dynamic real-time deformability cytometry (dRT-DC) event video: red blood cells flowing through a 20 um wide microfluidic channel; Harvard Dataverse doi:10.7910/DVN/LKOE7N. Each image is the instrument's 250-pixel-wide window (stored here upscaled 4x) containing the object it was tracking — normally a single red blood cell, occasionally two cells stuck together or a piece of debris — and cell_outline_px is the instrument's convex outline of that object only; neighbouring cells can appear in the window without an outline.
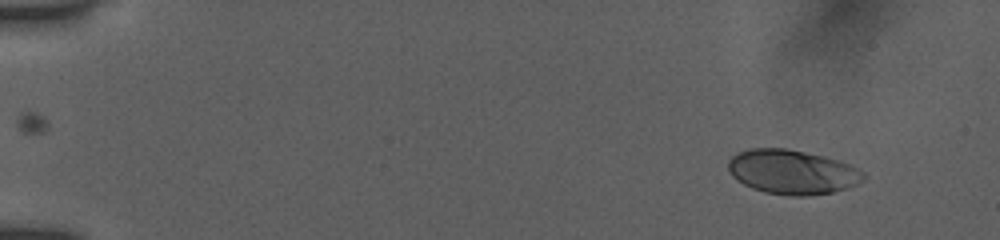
{"species": "human", "species_latin": "Homo sapiens", "temperature_condition": "room temperature", "stored_images_in_passage": 43, "camera_frame_rate_fps": 3000, "um_per_image_px": 0.085, "donor": {"sex": "female"}, "frame": {"image": 1, "passage_image": 1, "time_ms": 0.0, "image_size_px": [1000, 240], "cell_outline_px": [[864, 180], [856, 184], [832, 192], [808, 196], [792, 196], [764, 192], [752, 188], [736, 180], [732, 176], [728, 168], [728, 160], [732, 156], [748, 148], [784, 148], [824, 156], [840, 160], [864, 172]], "centroid_in_image_um": [67.31, 14.62], "position_along_channel_um": 17.7, "area_um2": 34.91}}
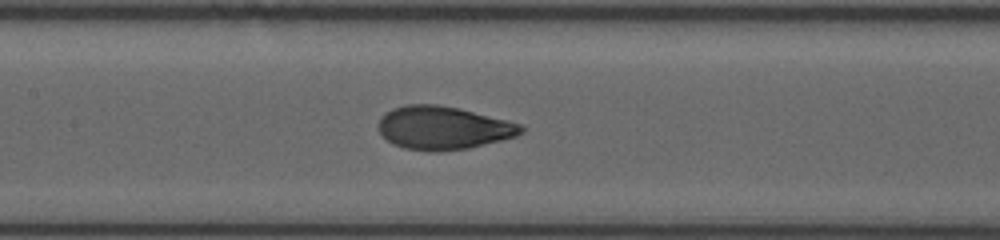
{"frame": {"image": 2, "passage_image": 23, "time_ms": 7.333, "image_size_px": [1000, 240], "cell_outline_px": [[524, 132], [516, 136], [468, 148], [436, 152], [432, 152], [404, 148], [392, 144], [380, 132], [380, 120], [392, 108], [408, 104], [436, 104], [460, 108], [520, 124], [524, 128]], "centroid_in_image_um": [37.68, 10.87], "position_along_channel_um": 169.7, "area_um2": 35.55}}
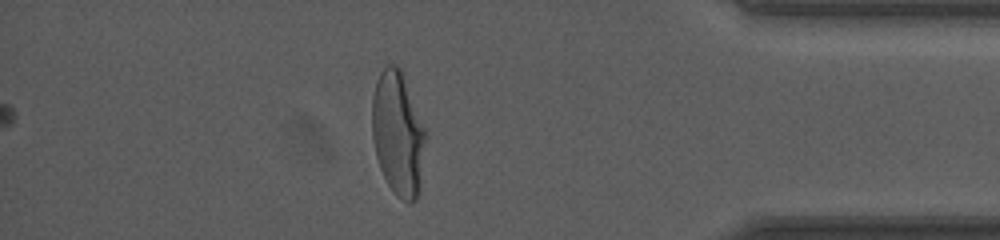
{"frame": {"image": 3, "passage_image": 43, "time_ms": 14.0, "image_size_px": [1000, 240], "cell_outline_px": [[424, 140], [420, 192], [416, 200], [408, 204], [396, 196], [388, 184], [380, 168], [376, 156], [372, 136], [372, 96], [376, 80], [380, 72], [388, 64], [396, 64], [400, 68], [424, 128]], "centroid_in_image_um": [33.79, 11.39], "position_along_channel_um": 401.4, "area_um2": 38.26}, "authors_computed_cell_mechanics": {"area_um2": 35.258, "velocity_mm_per_s": 3.8977, "shape_relaxation_time_tau1_ms": 3.2726, "shape_relaxation_time_tau2_ms": null, "deformation_change_tau1": 0.1806, "deformation_change_tau2": null}}